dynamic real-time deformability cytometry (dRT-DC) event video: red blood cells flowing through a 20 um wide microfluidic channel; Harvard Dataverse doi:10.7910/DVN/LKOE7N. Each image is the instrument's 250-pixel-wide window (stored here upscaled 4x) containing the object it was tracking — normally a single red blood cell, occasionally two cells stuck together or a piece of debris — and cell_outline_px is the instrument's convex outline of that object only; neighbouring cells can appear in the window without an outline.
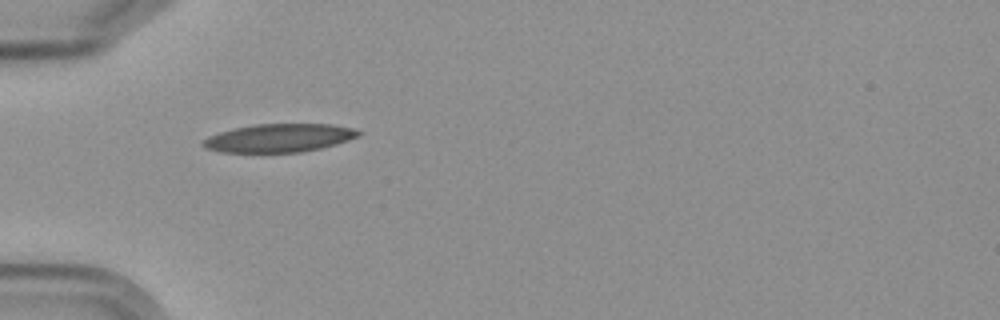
{"species": "Egyptian fruit bat (a non-hibernating species)", "species_latin": "Rousettus aegyptiacus", "temperature_condition": "cold", "stored_images_in_passage": 7, "camera_frame_rate_fps": 3000, "um_per_image_px": 0.085, "frame": {"image": 1, "passage_image": 6, "time_ms": 6.0, "image_size_px": [1000, 320], "cell_outline_px": [[364, 132], [360, 136], [336, 144], [320, 148], [300, 152], [220, 152], [204, 148], [200, 144], [208, 136], [232, 128], [256, 124], [332, 124], [352, 128]], "centroid_in_image_um": [23.72, 11.72], "position_along_channel_um": 61.3, "area_um2": 25.72}}
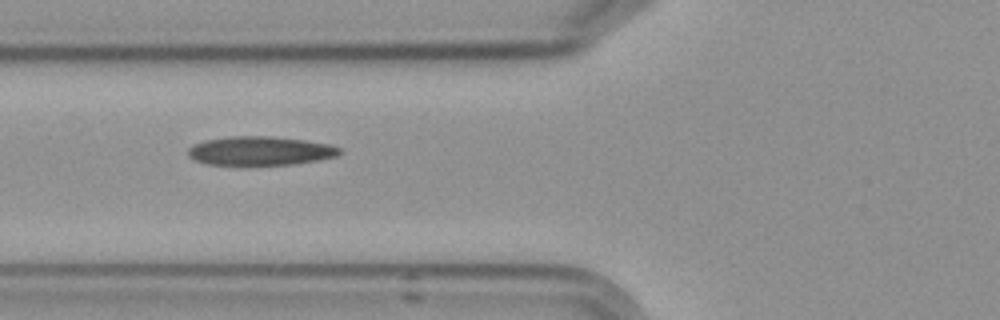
{"frame": {"image": 2, "passage_image": 7, "time_ms": 7.333, "image_size_px": [1000, 320], "cell_outline_px": [[344, 152], [336, 156], [320, 160], [292, 164], [208, 164], [196, 160], [188, 156], [188, 148], [192, 144], [204, 140], [228, 136], [272, 136], [304, 140], [328, 144], [340, 148]], "centroid_in_image_um": [22.12, 12.81], "position_along_channel_um": 103.7, "area_um2": 25.43}}